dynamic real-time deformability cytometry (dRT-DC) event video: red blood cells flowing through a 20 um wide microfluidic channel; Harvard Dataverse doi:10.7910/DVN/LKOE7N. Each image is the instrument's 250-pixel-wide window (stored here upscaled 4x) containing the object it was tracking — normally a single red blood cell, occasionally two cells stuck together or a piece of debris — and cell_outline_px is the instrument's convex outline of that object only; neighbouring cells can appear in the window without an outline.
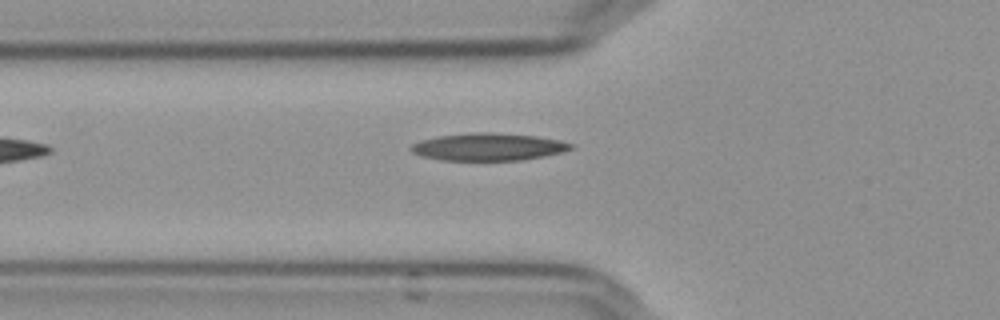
{"species": "Egyptian fruit bat (a non-hibernating species)", "species_latin": "Rousettus aegyptiacus", "temperature_condition": "cold", "stored_images_in_passage": 5, "camera_frame_rate_fps": 3000, "um_per_image_px": 0.085, "frame": {"image": 1, "passage_image": 5, "time_ms": 1.333, "image_size_px": [1000, 320], "cell_outline_px": [[572, 148], [564, 152], [524, 160], [440, 160], [420, 156], [412, 152], [408, 148], [412, 144], [420, 140], [436, 136], [476, 132], [492, 132], [536, 136], [560, 140], [572, 144]], "centroid_in_image_um": [41.47, 12.48], "position_along_channel_um": 84.3, "area_um2": 25.72}}